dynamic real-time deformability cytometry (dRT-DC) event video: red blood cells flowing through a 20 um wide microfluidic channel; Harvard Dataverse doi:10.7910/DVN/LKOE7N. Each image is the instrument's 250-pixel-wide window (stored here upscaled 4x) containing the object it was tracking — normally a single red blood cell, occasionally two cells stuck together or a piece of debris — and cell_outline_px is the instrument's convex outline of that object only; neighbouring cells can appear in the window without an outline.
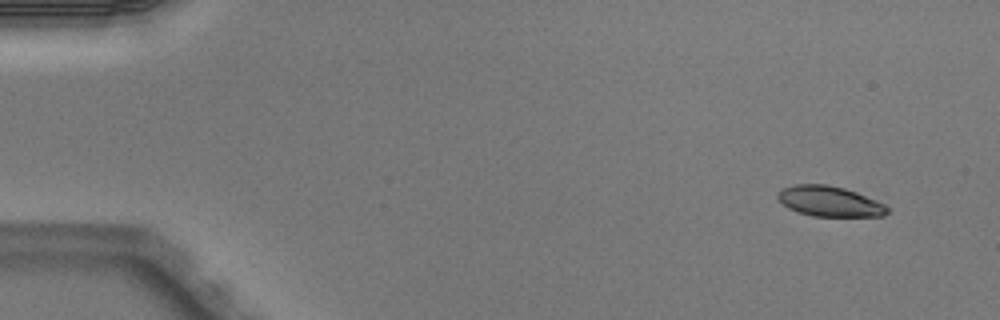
{"species": "Egyptian fruit bat (a non-hibernating species)", "species_latin": "Rousettus aegyptiacus", "temperature_condition": "warm", "stored_images_in_passage": 4, "camera_frame_rate_fps": 3000, "um_per_image_px": 0.085, "animal": {"sex": "male"}, "frame": {"image": 1, "passage_image": 1, "time_ms": 0.0, "image_size_px": [1000, 320], "cell_outline_px": [[888, 212], [884, 216], [812, 216], [796, 212], [788, 208], [776, 196], [784, 188], [796, 184], [824, 184], [844, 188], [856, 192], [876, 200], [884, 204], [888, 208]], "centroid_in_image_um": [70.52, 17.12], "position_along_channel_um": 14.5, "area_um2": 19.19}}